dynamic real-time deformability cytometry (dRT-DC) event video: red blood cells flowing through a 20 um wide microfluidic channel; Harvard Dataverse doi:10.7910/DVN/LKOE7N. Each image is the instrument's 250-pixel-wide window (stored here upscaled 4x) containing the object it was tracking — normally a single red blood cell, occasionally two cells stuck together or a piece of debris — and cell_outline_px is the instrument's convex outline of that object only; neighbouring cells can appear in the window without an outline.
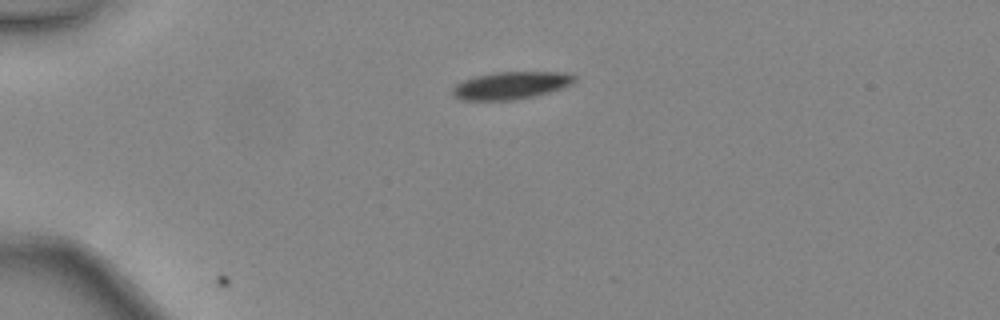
{"species": "common noctule bat (a hibernating species)", "species_latin": "Nyctalus noctula", "temperature_condition": "warm", "stored_images_in_passage": 17, "camera_frame_rate_fps": 3000, "um_per_image_px": 0.085, "animal": {"sex": "female", "body_mass_g": 24.6, "forearm_length_mm": 56.2}, "frame": {"image": 1, "passage_image": 1, "time_ms": 0.0, "image_size_px": [1000, 320], "cell_outline_px": [[576, 80], [572, 84], [548, 92], [532, 96], [512, 100], [460, 100], [452, 96], [452, 88], [456, 84], [464, 80], [476, 76], [492, 72], [564, 72], [576, 76]], "centroid_in_image_um": [43.39, 7.25], "position_along_channel_um": 41.6, "area_um2": 19.48}}